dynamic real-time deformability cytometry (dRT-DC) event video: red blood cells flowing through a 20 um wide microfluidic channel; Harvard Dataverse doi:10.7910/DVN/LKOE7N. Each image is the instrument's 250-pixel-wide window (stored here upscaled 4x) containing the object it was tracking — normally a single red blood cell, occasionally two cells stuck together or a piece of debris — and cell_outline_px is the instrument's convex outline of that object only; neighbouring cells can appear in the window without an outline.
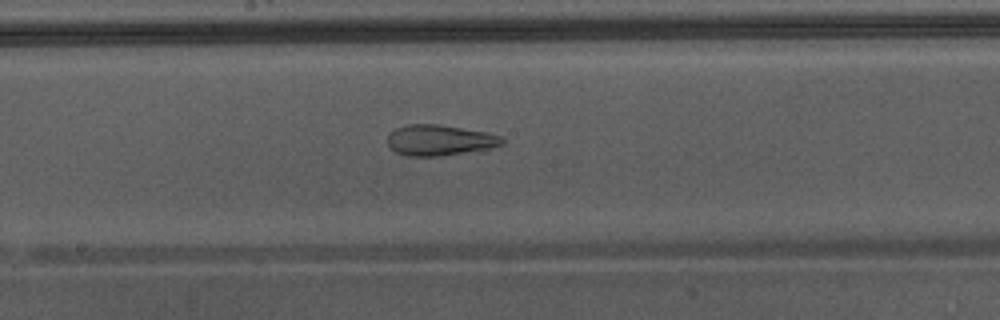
{"species": "Egyptian fruit bat (a non-hibernating species)", "species_latin": "Rousettus aegyptiacus", "temperature_condition": "warm", "stored_images_in_passage": 36, "camera_frame_rate_fps": 3000, "um_per_image_px": 0.085, "animal": {"sex": "male"}, "frame": {"image": 1, "passage_image": 16, "time_ms": 5.0, "image_size_px": [1000, 320], "cell_outline_px": [[504, 144], [484, 152], [440, 156], [408, 156], [396, 152], [388, 144], [388, 136], [396, 128], [408, 124], [440, 124], [488, 132], [500, 136], [504, 140]], "centroid_in_image_um": [37.48, 11.94], "position_along_channel_um": 210.7, "area_um2": 21.1}, "authors_computed_cell_mechanics": {"area_um2": 25.721, "velocity_mm_per_s": 4.4574, "shape_relaxation_time_tau1_ms": null, "shape_relaxation_time_tau2_ms": 2.4707, "deformation_change_tau1": null, "deformation_change_tau2": 0.1168}}